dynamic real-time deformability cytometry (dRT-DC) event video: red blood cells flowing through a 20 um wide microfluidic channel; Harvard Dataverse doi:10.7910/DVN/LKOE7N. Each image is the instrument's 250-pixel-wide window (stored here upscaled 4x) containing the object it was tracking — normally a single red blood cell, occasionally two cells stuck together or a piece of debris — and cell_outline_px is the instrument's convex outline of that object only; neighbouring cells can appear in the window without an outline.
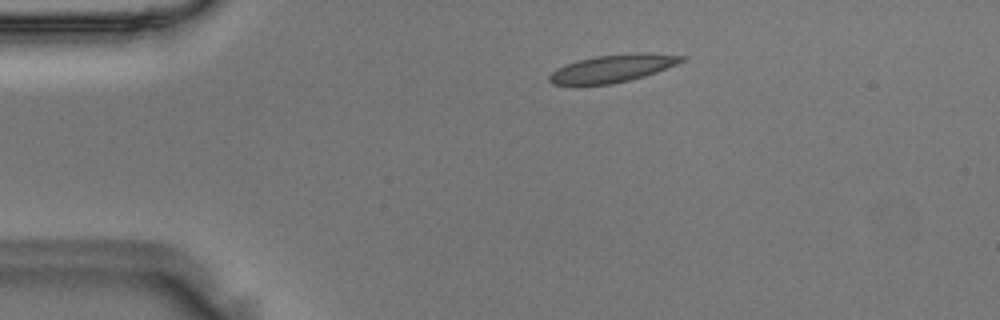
{"species": "Egyptian fruit bat (a non-hibernating species)", "species_latin": "Rousettus aegyptiacus", "temperature_condition": "room temperature", "stored_images_in_passage": 42, "camera_frame_rate_fps": 3000, "um_per_image_px": 0.085, "animal": {"sex": "male"}, "frame": {"image": 1, "passage_image": 2, "time_ms": 0.333, "image_size_px": [1000, 320], "cell_outline_px": [[688, 56], [684, 60], [676, 64], [656, 72], [644, 76], [612, 84], [552, 84], [548, 80], [548, 76], [552, 72], [576, 60], [596, 56], [640, 52], [648, 52]], "centroid_in_image_um": [52.12, 5.79], "position_along_channel_um": 32.9, "area_um2": 21.04}}
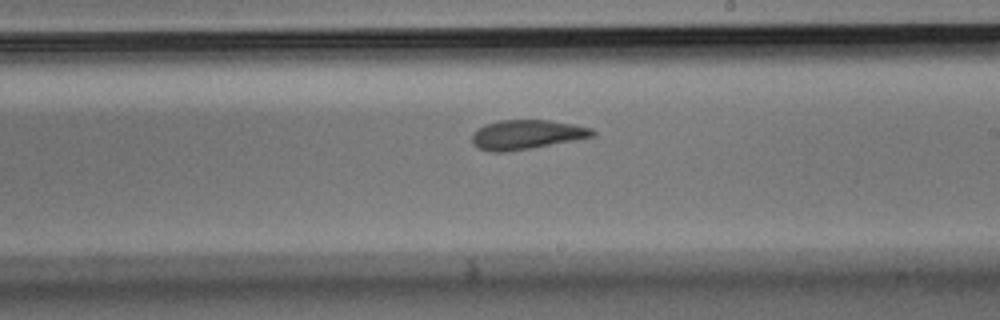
{"frame": {"image": 2, "passage_image": 21, "time_ms": 6.667, "image_size_px": [1000, 320], "cell_outline_px": [[596, 136], [532, 148], [504, 152], [492, 152], [480, 148], [472, 144], [472, 136], [484, 124], [500, 120], [548, 120], [572, 124], [592, 128], [596, 132]], "centroid_in_image_um": [44.79, 11.44], "position_along_channel_um": 244.2, "area_um2": 20.52}}
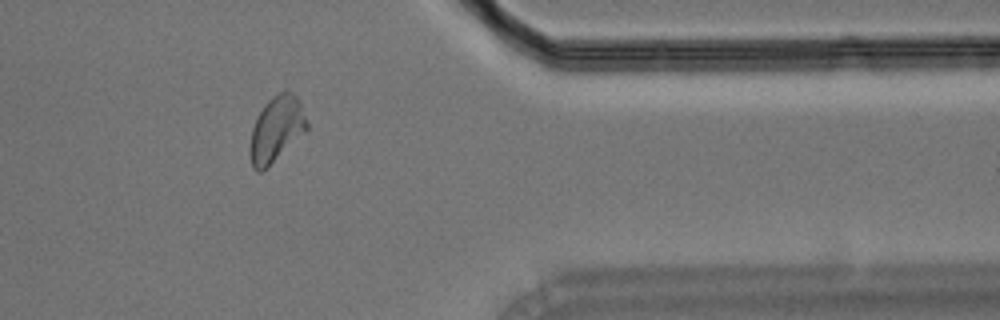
{"frame": {"image": 3, "passage_image": 33, "time_ms": 10.667, "image_size_px": [1000, 320], "cell_outline_px": [[308, 128], [304, 132], [260, 172], [256, 172], [252, 168], [248, 152], [248, 148], [252, 128], [264, 104], [272, 96], [280, 92], [292, 92], [300, 100], [308, 120]], "centroid_in_image_um": [23.47, 10.95], "position_along_channel_um": 387.9, "area_um2": 21.44}}